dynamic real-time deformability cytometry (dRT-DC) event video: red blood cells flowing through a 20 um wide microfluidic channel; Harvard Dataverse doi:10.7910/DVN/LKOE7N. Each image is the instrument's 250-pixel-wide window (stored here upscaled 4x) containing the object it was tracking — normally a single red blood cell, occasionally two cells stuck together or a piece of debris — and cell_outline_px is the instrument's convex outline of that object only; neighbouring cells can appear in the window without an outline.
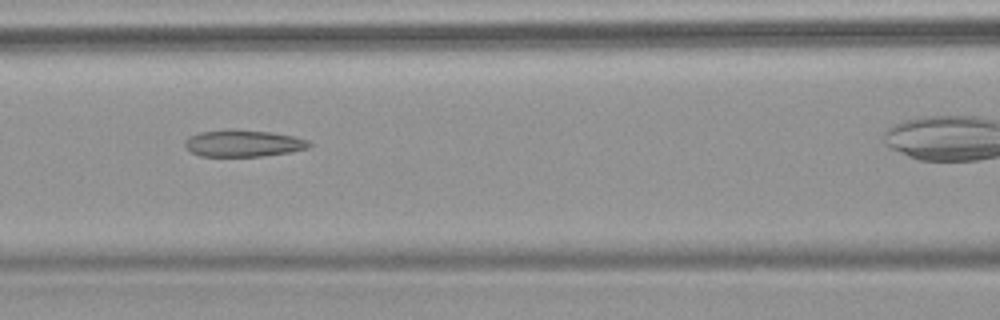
{"species": "common noctule bat (a hibernating species)", "species_latin": "Nyctalus noctula", "temperature_condition": "warm", "stored_images_in_passage": 7, "camera_frame_rate_fps": 3000, "um_per_image_px": 0.085, "animal": {"sex": "female", "body_mass_g": 18.4}, "frame": {"image": 1, "passage_image": 4, "time_ms": 3.667, "image_size_px": [1000, 320], "cell_outline_px": [[312, 144], [308, 148], [292, 152], [260, 156], [200, 156], [192, 152], [184, 144], [184, 140], [200, 132], [268, 132], [292, 136], [308, 140]], "centroid_in_image_um": [20.73, 12.23], "position_along_channel_um": 145.9, "area_um2": 18.38}}